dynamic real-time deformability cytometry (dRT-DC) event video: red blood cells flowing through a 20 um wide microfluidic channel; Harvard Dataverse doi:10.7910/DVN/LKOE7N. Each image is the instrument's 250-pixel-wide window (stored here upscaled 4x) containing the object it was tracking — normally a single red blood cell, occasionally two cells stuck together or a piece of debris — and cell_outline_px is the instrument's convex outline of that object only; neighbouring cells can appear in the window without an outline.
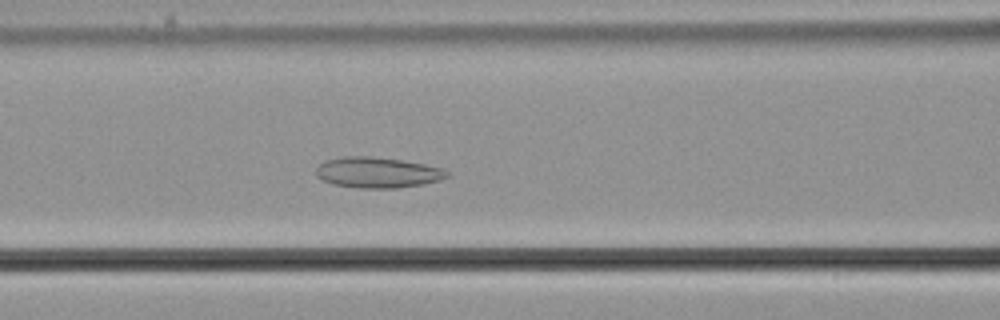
{"species": "common noctule bat (a hibernating species)", "species_latin": "Nyctalus noctula", "temperature_condition": "cold", "stored_images_in_passage": 56, "camera_frame_rate_fps": 3000, "um_per_image_px": 0.085, "animal": {"sex": "male", "body_mass_g": 21.5, "forearm_length_mm": 52.0}, "frame": {"image": 1, "passage_image": 23, "time_ms": 7.333, "image_size_px": [1000, 320], "cell_outline_px": [[452, 176], [440, 180], [424, 184], [396, 188], [360, 188], [332, 184], [316, 176], [316, 168], [320, 164], [328, 160], [340, 156], [368, 156], [400, 160], [424, 164], [444, 168], [452, 172]], "centroid_in_image_um": [32.15, 14.66], "position_along_channel_um": 134.4, "area_um2": 23.58}}
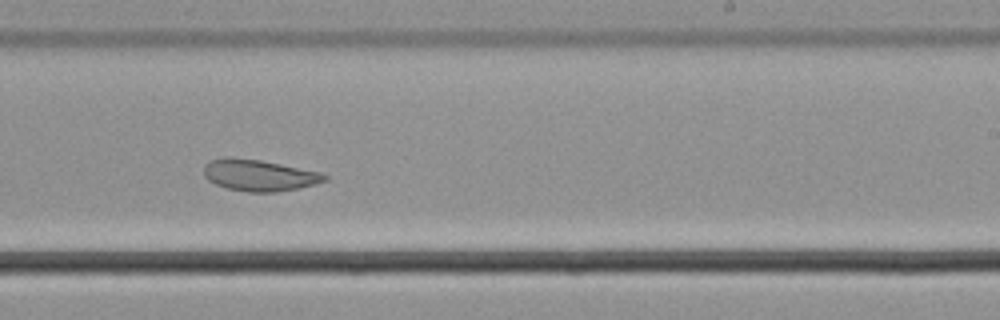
{"frame": {"image": 2, "passage_image": 34, "time_ms": 11.0, "image_size_px": [1000, 320], "cell_outline_px": [[328, 180], [296, 188], [276, 192], [248, 192], [228, 188], [216, 184], [208, 180], [204, 176], [204, 164], [208, 160], [224, 156], [228, 156], [260, 160], [320, 172], [328, 176]], "centroid_in_image_um": [21.96, 14.88], "position_along_channel_um": 267.0, "area_um2": 22.08}}
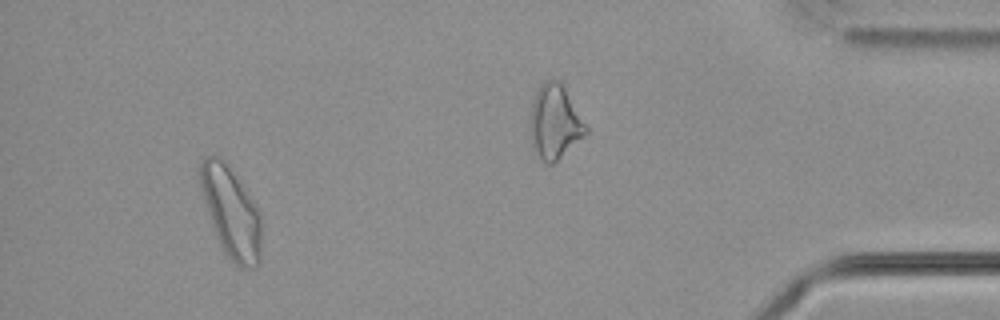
{"frame": {"image": 3, "passage_image": 52, "time_ms": 17.0, "image_size_px": [1000, 320], "cell_outline_px": [[260, 264], [256, 268], [240, 268], [224, 252], [220, 244], [212, 224], [196, 172], [200, 160], [204, 156], [220, 156], [228, 164], [260, 212]], "centroid_in_image_um": [19.62, 18.01], "position_along_channel_um": 415.6, "area_um2": 32.19}, "authors_computed_cell_mechanics": {"area_um2": 28.0908, "velocity_mm_per_s": 3.6204, "shape_relaxation_time_tau1_ms": null, "shape_relaxation_time_tau2_ms": 3.8668, "deformation_change_tau1": null, "deformation_change_tau2": 0.0833}}